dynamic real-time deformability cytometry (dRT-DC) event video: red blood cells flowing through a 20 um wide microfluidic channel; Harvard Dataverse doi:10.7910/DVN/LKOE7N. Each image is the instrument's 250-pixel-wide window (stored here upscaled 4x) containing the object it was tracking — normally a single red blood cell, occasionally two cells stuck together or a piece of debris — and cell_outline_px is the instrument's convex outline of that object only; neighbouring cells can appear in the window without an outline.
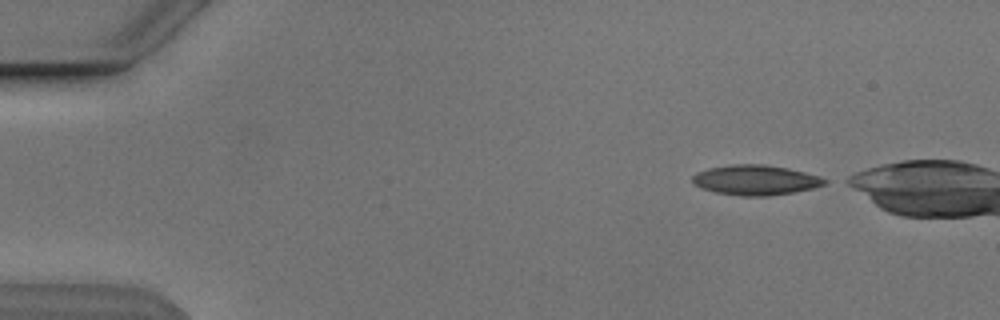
{"species": "Egyptian fruit bat (a non-hibernating species)", "species_latin": "Rousettus aegyptiacus", "temperature_condition": "cold", "stored_images_in_passage": 44, "camera_frame_rate_fps": 3000, "um_per_image_px": 0.085, "animal": {"sex": "male"}, "frame": {"image": 1, "passage_image": 2, "time_ms": 0.333, "image_size_px": [1000, 320], "cell_outline_px": [[828, 184], [812, 188], [792, 192], [768, 196], [740, 196], [716, 192], [700, 188], [692, 184], [692, 176], [696, 172], [708, 168], [732, 164], [764, 164], [788, 168], [820, 176], [828, 180]], "centroid_in_image_um": [64.2, 15.3], "position_along_channel_um": 20.8, "area_um2": 23.29}}
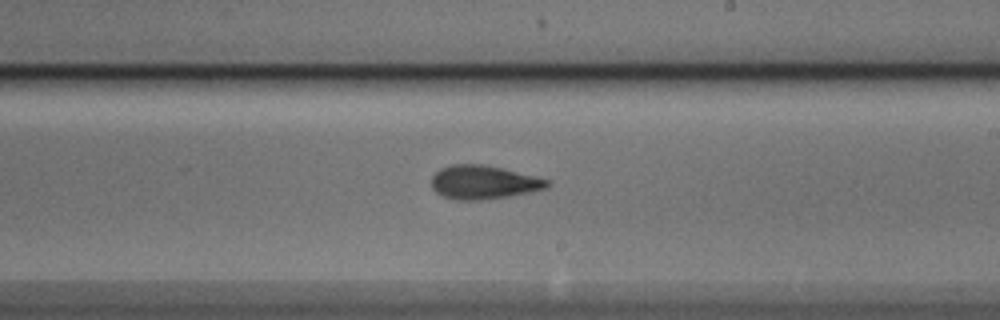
{"frame": {"image": 2, "passage_image": 27, "time_ms": 8.667, "image_size_px": [1000, 320], "cell_outline_px": [[552, 184], [548, 188], [532, 192], [508, 196], [480, 200], [456, 200], [444, 196], [436, 192], [432, 188], [432, 176], [440, 168], [452, 164], [480, 164], [500, 168], [548, 180]], "centroid_in_image_um": [41.09, 15.5], "position_along_channel_um": 247.9, "area_um2": 22.48}}
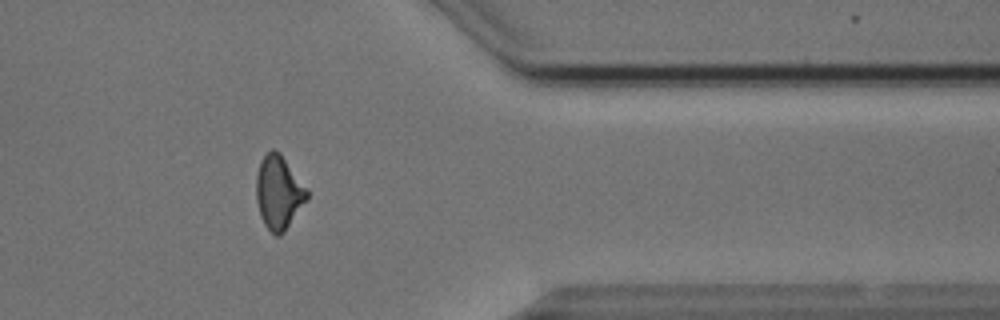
{"frame": {"image": 3, "passage_image": 39, "time_ms": 12.667, "image_size_px": [1000, 320], "cell_outline_px": [[308, 200], [284, 232], [280, 236], [276, 236], [264, 224], [260, 216], [256, 200], [256, 176], [260, 160], [272, 148], [280, 152], [308, 192]], "centroid_in_image_um": [23.67, 16.37], "position_along_channel_um": 387.7, "area_um2": 21.68}, "authors_computed_cell_mechanics": {"area_um2": 22.3686, "velocity_mm_per_s": 3.8632, "shape_relaxation_time_tau1_ms": 6.1606, "shape_relaxation_time_tau2_ms": 3.2854, "deformation_change_tau1": 0.1821, "deformation_change_tau2": 0.1086}}